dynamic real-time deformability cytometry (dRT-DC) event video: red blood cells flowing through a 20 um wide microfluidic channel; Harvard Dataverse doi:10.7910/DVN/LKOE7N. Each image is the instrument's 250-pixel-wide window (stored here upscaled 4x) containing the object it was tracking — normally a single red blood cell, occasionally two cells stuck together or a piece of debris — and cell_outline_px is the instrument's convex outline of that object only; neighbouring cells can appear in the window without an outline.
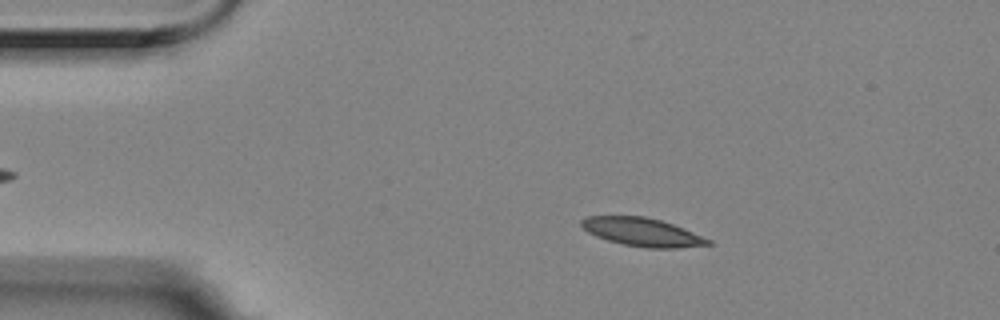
{"species": "Egyptian fruit bat (a non-hibernating species)", "species_latin": "Rousettus aegyptiacus", "temperature_condition": "room temperature", "stored_images_in_passage": 9, "camera_frame_rate_fps": 3000, "um_per_image_px": 0.085, "animal": {"sex": "female"}, "frame": {"image": 1, "passage_image": 2, "time_ms": 0.333, "image_size_px": [1000, 320], "cell_outline_px": [[712, 244], [676, 248], [644, 248], [624, 244], [608, 240], [596, 236], [588, 232], [580, 224], [580, 220], [588, 216], [644, 216], [660, 220], [672, 224], [712, 240]], "centroid_in_image_um": [54.58, 19.73], "position_along_channel_um": 30.4, "area_um2": 20.69}}
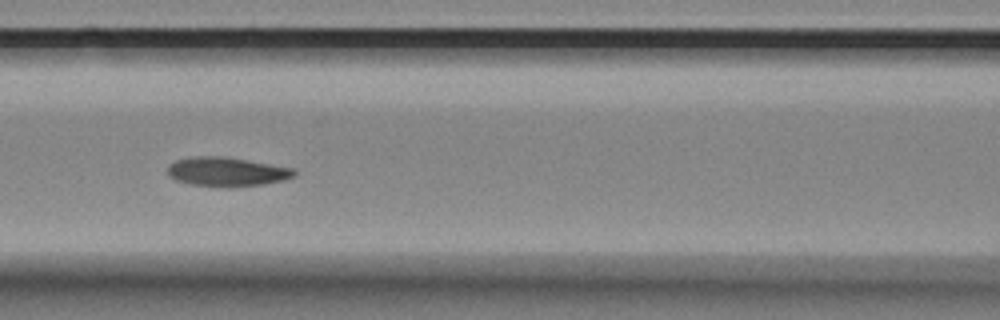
{"frame": {"image": 2, "passage_image": 6, "time_ms": 1.667, "image_size_px": [1000, 320], "cell_outline_px": [[296, 176], [284, 180], [264, 184], [228, 188], [224, 188], [192, 184], [176, 180], [168, 176], [168, 164], [176, 160], [192, 156], [220, 156], [292, 168], [296, 172]], "centroid_in_image_um": [19.24, 14.61], "position_along_channel_um": 147.4, "area_um2": 21.5}}
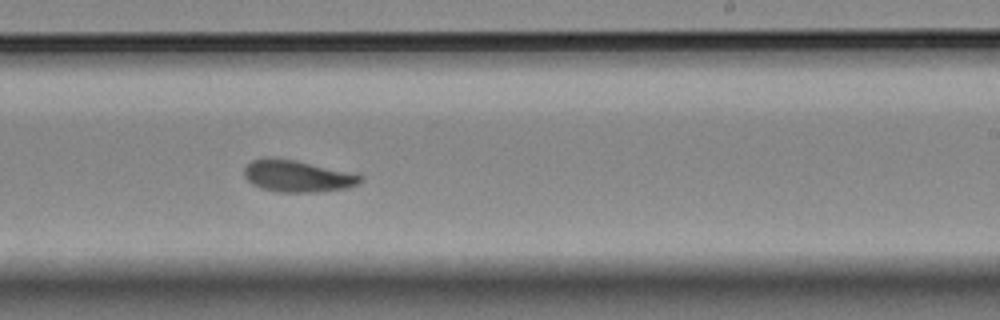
{"frame": {"image": 3, "passage_image": 9, "time_ms": 2.667, "image_size_px": [1000, 320], "cell_outline_px": [[364, 180], [356, 184], [344, 188], [316, 192], [276, 192], [260, 188], [252, 184], [244, 176], [244, 168], [252, 160], [264, 156], [276, 156], [356, 172], [364, 176]], "centroid_in_image_um": [25.28, 14.94], "position_along_channel_um": 263.7, "area_um2": 22.14}}